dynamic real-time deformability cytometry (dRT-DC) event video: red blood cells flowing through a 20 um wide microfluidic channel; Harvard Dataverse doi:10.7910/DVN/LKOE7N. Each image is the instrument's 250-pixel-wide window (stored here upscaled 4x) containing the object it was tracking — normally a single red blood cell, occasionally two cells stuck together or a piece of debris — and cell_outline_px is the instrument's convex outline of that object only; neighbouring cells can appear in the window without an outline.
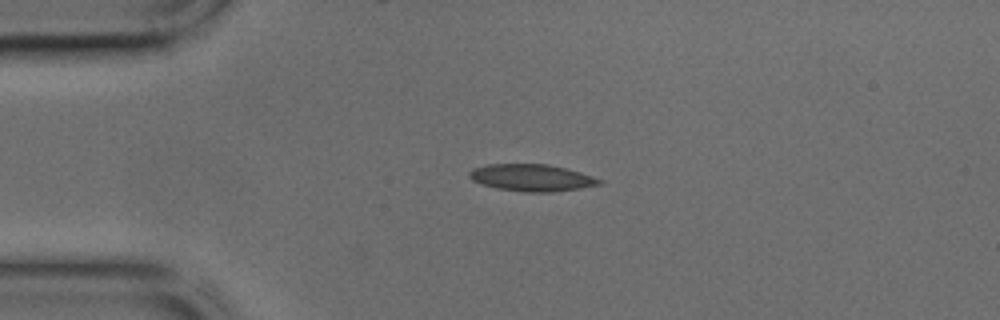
{"species": "common noctule bat (a hibernating species)", "species_latin": "Nyctalus noctula", "temperature_condition": "cold", "stored_images_in_passage": 27, "camera_frame_rate_fps": 3000, "um_per_image_px": 0.085, "animal": {"sex": "male", "body_mass_g": 17.9, "forearm_length_mm": 54.2}, "frame": {"image": 1, "passage_image": 1, "time_ms": 0.0, "image_size_px": [1000, 320], "cell_outline_px": [[604, 184], [580, 188], [552, 192], [524, 192], [496, 188], [472, 180], [468, 176], [468, 172], [472, 168], [488, 164], [548, 164], [580, 172], [604, 180]], "centroid_in_image_um": [45.21, 15.1], "position_along_channel_um": 39.8, "area_um2": 20.46}}
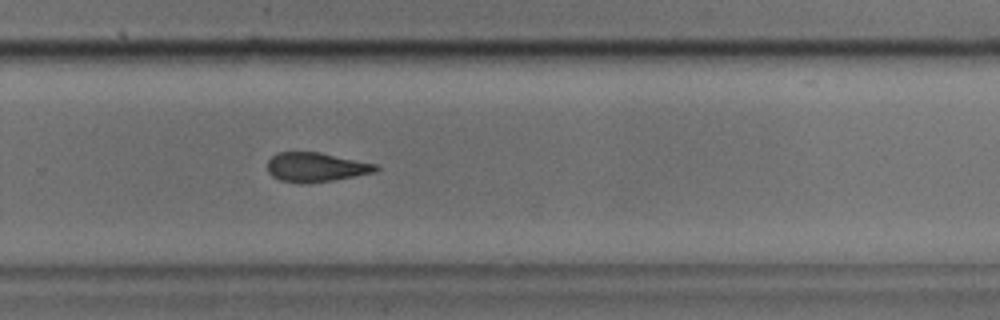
{"frame": {"image": 2, "passage_image": 20, "time_ms": 6.333, "image_size_px": [1000, 320], "cell_outline_px": [[380, 168], [376, 172], [332, 180], [300, 184], [280, 180], [272, 176], [268, 172], [268, 160], [276, 152], [320, 152], [376, 164]], "centroid_in_image_um": [26.83, 14.21], "position_along_channel_um": 303.0, "area_um2": 18.5}}
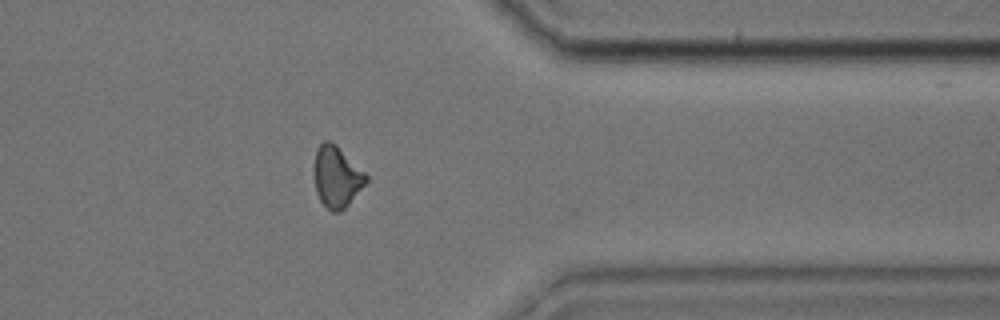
{"frame": {"image": 3, "passage_image": 26, "time_ms": 8.333, "image_size_px": [1000, 320], "cell_outline_px": [[368, 180], [348, 204], [340, 212], [332, 212], [320, 200], [316, 192], [312, 168], [316, 148], [324, 140], [328, 140], [336, 144], [368, 176]], "centroid_in_image_um": [28.57, 15.0], "position_along_channel_um": 382.8, "area_um2": 18.61}}